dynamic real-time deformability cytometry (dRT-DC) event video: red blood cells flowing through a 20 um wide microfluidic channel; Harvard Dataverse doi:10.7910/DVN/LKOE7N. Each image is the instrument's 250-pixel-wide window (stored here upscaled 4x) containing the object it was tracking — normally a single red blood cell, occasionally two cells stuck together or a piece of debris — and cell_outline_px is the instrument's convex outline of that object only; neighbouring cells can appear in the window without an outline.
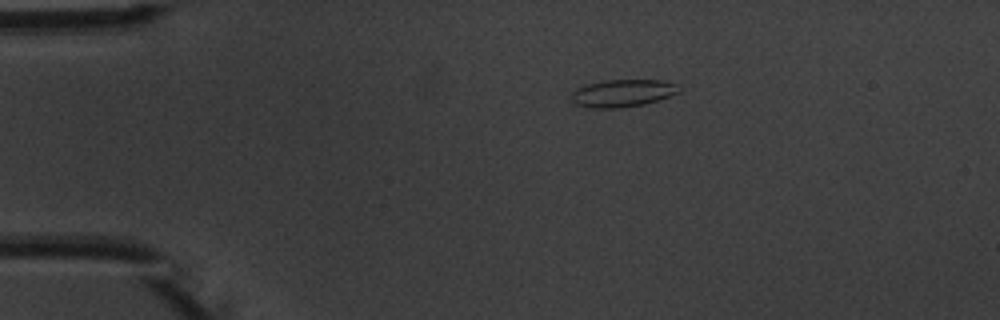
{"species": "common noctule bat (a hibernating species)", "species_latin": "Nyctalus noctula", "temperature_condition": "warm", "stored_images_in_passage": 8, "camera_frame_rate_fps": 3000, "um_per_image_px": 0.085, "animal": {"sex": "male", "body_mass_g": 20.1, "forearm_length_mm": 53.5}, "frame": {"image": 1, "passage_image": 3, "time_ms": 2.333, "image_size_px": [1000, 320], "cell_outline_px": [[680, 92], [644, 104], [616, 108], [588, 108], [576, 104], [572, 100], [572, 92], [576, 88], [588, 84], [604, 80], [660, 80], [680, 84]], "centroid_in_image_um": [52.93, 7.91], "position_along_channel_um": 32.1, "area_um2": 17.17}}
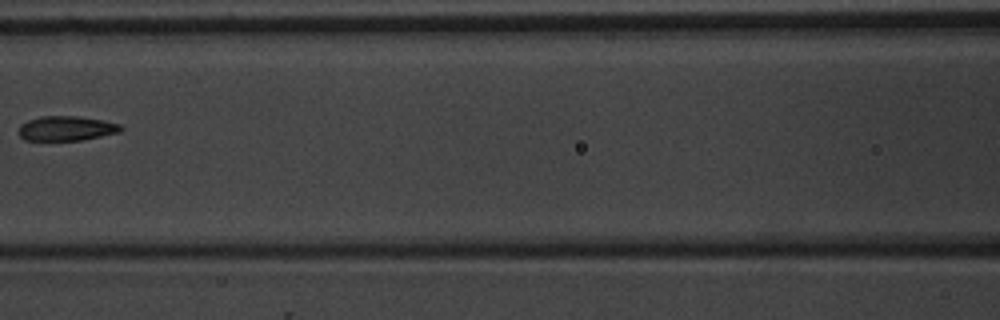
{"frame": {"image": 2, "passage_image": 7, "time_ms": 7.0, "image_size_px": [1000, 320], "cell_outline_px": [[124, 128], [120, 132], [80, 140], [24, 140], [20, 136], [20, 124], [28, 120], [40, 116], [76, 116], [104, 120], [120, 124]], "centroid_in_image_um": [5.66, 10.9], "position_along_channel_um": 160.9, "area_um2": 14.62}}
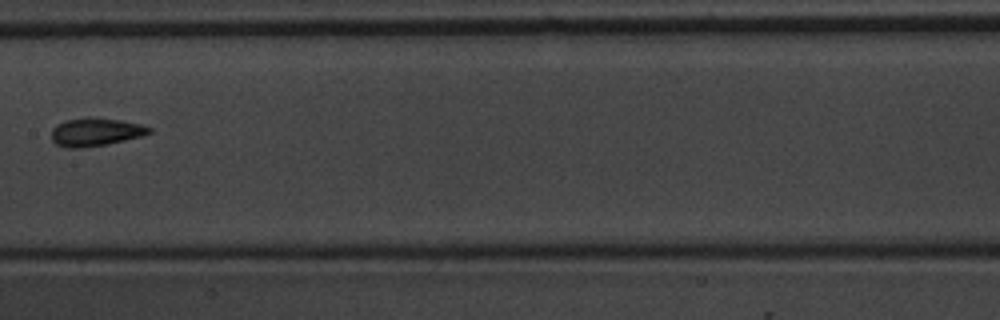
{"frame": {"image": 3, "passage_image": 8, "time_ms": 8.0, "image_size_px": [1000, 320], "cell_outline_px": [[152, 132], [144, 136], [108, 144], [84, 148], [64, 148], [56, 144], [52, 140], [52, 128], [56, 124], [64, 120], [88, 116], [120, 120], [140, 124], [152, 128]], "centroid_in_image_um": [8.11, 11.22], "position_along_channel_um": 199.3, "area_um2": 16.42}}